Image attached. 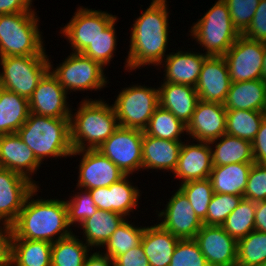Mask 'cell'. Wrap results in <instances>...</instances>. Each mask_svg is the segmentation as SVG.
Segmentation results:
<instances>
[{"label": "cell", "mask_w": 266, "mask_h": 266, "mask_svg": "<svg viewBox=\"0 0 266 266\" xmlns=\"http://www.w3.org/2000/svg\"><path fill=\"white\" fill-rule=\"evenodd\" d=\"M167 3V0H151L147 9L134 20L130 29V48L124 63L128 72L149 65L158 67L167 56L170 39Z\"/></svg>", "instance_id": "obj_1"}, {"label": "cell", "mask_w": 266, "mask_h": 266, "mask_svg": "<svg viewBox=\"0 0 266 266\" xmlns=\"http://www.w3.org/2000/svg\"><path fill=\"white\" fill-rule=\"evenodd\" d=\"M39 189L40 186H37L27 196L16 221L11 225L12 239L53 243L73 233L68 223L65 201L59 198H39Z\"/></svg>", "instance_id": "obj_2"}, {"label": "cell", "mask_w": 266, "mask_h": 266, "mask_svg": "<svg viewBox=\"0 0 266 266\" xmlns=\"http://www.w3.org/2000/svg\"><path fill=\"white\" fill-rule=\"evenodd\" d=\"M86 97L75 109L77 112L71 110L69 118L73 150L98 149L119 126L112 105L103 99Z\"/></svg>", "instance_id": "obj_3"}, {"label": "cell", "mask_w": 266, "mask_h": 266, "mask_svg": "<svg viewBox=\"0 0 266 266\" xmlns=\"http://www.w3.org/2000/svg\"><path fill=\"white\" fill-rule=\"evenodd\" d=\"M17 133L42 164L45 158L67 159L73 153L69 118L30 113Z\"/></svg>", "instance_id": "obj_4"}, {"label": "cell", "mask_w": 266, "mask_h": 266, "mask_svg": "<svg viewBox=\"0 0 266 266\" xmlns=\"http://www.w3.org/2000/svg\"><path fill=\"white\" fill-rule=\"evenodd\" d=\"M37 12L0 14V57L48 56Z\"/></svg>", "instance_id": "obj_5"}, {"label": "cell", "mask_w": 266, "mask_h": 266, "mask_svg": "<svg viewBox=\"0 0 266 266\" xmlns=\"http://www.w3.org/2000/svg\"><path fill=\"white\" fill-rule=\"evenodd\" d=\"M192 24L188 37L192 36L207 56H224L241 35L232 23L228 5L224 0H217Z\"/></svg>", "instance_id": "obj_6"}, {"label": "cell", "mask_w": 266, "mask_h": 266, "mask_svg": "<svg viewBox=\"0 0 266 266\" xmlns=\"http://www.w3.org/2000/svg\"><path fill=\"white\" fill-rule=\"evenodd\" d=\"M52 63V60L49 61V70L67 93L101 91L110 83L104 74V67L82 53L71 52L56 68Z\"/></svg>", "instance_id": "obj_7"}, {"label": "cell", "mask_w": 266, "mask_h": 266, "mask_svg": "<svg viewBox=\"0 0 266 266\" xmlns=\"http://www.w3.org/2000/svg\"><path fill=\"white\" fill-rule=\"evenodd\" d=\"M112 106L120 127L144 131L159 106V89L132 84L121 89Z\"/></svg>", "instance_id": "obj_8"}, {"label": "cell", "mask_w": 266, "mask_h": 266, "mask_svg": "<svg viewBox=\"0 0 266 266\" xmlns=\"http://www.w3.org/2000/svg\"><path fill=\"white\" fill-rule=\"evenodd\" d=\"M49 56L0 57V87L29 99L49 71Z\"/></svg>", "instance_id": "obj_9"}, {"label": "cell", "mask_w": 266, "mask_h": 266, "mask_svg": "<svg viewBox=\"0 0 266 266\" xmlns=\"http://www.w3.org/2000/svg\"><path fill=\"white\" fill-rule=\"evenodd\" d=\"M144 131L118 126L97 149L109 158L125 175L142 169V139Z\"/></svg>", "instance_id": "obj_10"}, {"label": "cell", "mask_w": 266, "mask_h": 266, "mask_svg": "<svg viewBox=\"0 0 266 266\" xmlns=\"http://www.w3.org/2000/svg\"><path fill=\"white\" fill-rule=\"evenodd\" d=\"M116 18L107 11L79 5L70 21L60 27L59 33L69 41L73 52L82 53Z\"/></svg>", "instance_id": "obj_11"}, {"label": "cell", "mask_w": 266, "mask_h": 266, "mask_svg": "<svg viewBox=\"0 0 266 266\" xmlns=\"http://www.w3.org/2000/svg\"><path fill=\"white\" fill-rule=\"evenodd\" d=\"M264 42L252 40L241 34L223 56L231 82L262 79Z\"/></svg>", "instance_id": "obj_12"}, {"label": "cell", "mask_w": 266, "mask_h": 266, "mask_svg": "<svg viewBox=\"0 0 266 266\" xmlns=\"http://www.w3.org/2000/svg\"><path fill=\"white\" fill-rule=\"evenodd\" d=\"M80 157L78 165V182L76 187L91 190L98 187H109L126 175L97 149L73 150L72 156Z\"/></svg>", "instance_id": "obj_13"}, {"label": "cell", "mask_w": 266, "mask_h": 266, "mask_svg": "<svg viewBox=\"0 0 266 266\" xmlns=\"http://www.w3.org/2000/svg\"><path fill=\"white\" fill-rule=\"evenodd\" d=\"M168 200L163 210H156L157 223L179 239H194L203 223L196 216L187 196L178 187Z\"/></svg>", "instance_id": "obj_14"}, {"label": "cell", "mask_w": 266, "mask_h": 266, "mask_svg": "<svg viewBox=\"0 0 266 266\" xmlns=\"http://www.w3.org/2000/svg\"><path fill=\"white\" fill-rule=\"evenodd\" d=\"M68 94L49 70L29 98L30 113L54 118H70L72 106L67 102Z\"/></svg>", "instance_id": "obj_15"}, {"label": "cell", "mask_w": 266, "mask_h": 266, "mask_svg": "<svg viewBox=\"0 0 266 266\" xmlns=\"http://www.w3.org/2000/svg\"><path fill=\"white\" fill-rule=\"evenodd\" d=\"M36 187L21 174L0 167V224L11 226L16 221L27 196Z\"/></svg>", "instance_id": "obj_16"}, {"label": "cell", "mask_w": 266, "mask_h": 266, "mask_svg": "<svg viewBox=\"0 0 266 266\" xmlns=\"http://www.w3.org/2000/svg\"><path fill=\"white\" fill-rule=\"evenodd\" d=\"M194 240L209 266H237V241L222 226L203 224Z\"/></svg>", "instance_id": "obj_17"}, {"label": "cell", "mask_w": 266, "mask_h": 266, "mask_svg": "<svg viewBox=\"0 0 266 266\" xmlns=\"http://www.w3.org/2000/svg\"><path fill=\"white\" fill-rule=\"evenodd\" d=\"M129 178L131 176L126 175L109 187H98L89 190L96 207L130 218L131 212L133 214L134 209L137 210L138 204H141L139 199L142 195L140 189Z\"/></svg>", "instance_id": "obj_18"}, {"label": "cell", "mask_w": 266, "mask_h": 266, "mask_svg": "<svg viewBox=\"0 0 266 266\" xmlns=\"http://www.w3.org/2000/svg\"><path fill=\"white\" fill-rule=\"evenodd\" d=\"M226 111L223 104L199 100L186 126L190 140L210 142L226 134Z\"/></svg>", "instance_id": "obj_19"}, {"label": "cell", "mask_w": 266, "mask_h": 266, "mask_svg": "<svg viewBox=\"0 0 266 266\" xmlns=\"http://www.w3.org/2000/svg\"><path fill=\"white\" fill-rule=\"evenodd\" d=\"M185 141L182 143L173 177L180 179V184L208 179L213 167L209 142Z\"/></svg>", "instance_id": "obj_20"}, {"label": "cell", "mask_w": 266, "mask_h": 266, "mask_svg": "<svg viewBox=\"0 0 266 266\" xmlns=\"http://www.w3.org/2000/svg\"><path fill=\"white\" fill-rule=\"evenodd\" d=\"M231 79L223 56H207L195 89L199 100L223 104L230 89Z\"/></svg>", "instance_id": "obj_21"}, {"label": "cell", "mask_w": 266, "mask_h": 266, "mask_svg": "<svg viewBox=\"0 0 266 266\" xmlns=\"http://www.w3.org/2000/svg\"><path fill=\"white\" fill-rule=\"evenodd\" d=\"M41 165L42 163L18 133L0 135V167L21 174L39 186L33 176Z\"/></svg>", "instance_id": "obj_22"}, {"label": "cell", "mask_w": 266, "mask_h": 266, "mask_svg": "<svg viewBox=\"0 0 266 266\" xmlns=\"http://www.w3.org/2000/svg\"><path fill=\"white\" fill-rule=\"evenodd\" d=\"M206 57L207 55L204 53L194 52L193 49L191 51L190 48L188 51L178 49L176 53L171 52L167 54L160 64L162 66L158 67V70L164 67V79L161 83L170 82L195 87Z\"/></svg>", "instance_id": "obj_23"}, {"label": "cell", "mask_w": 266, "mask_h": 266, "mask_svg": "<svg viewBox=\"0 0 266 266\" xmlns=\"http://www.w3.org/2000/svg\"><path fill=\"white\" fill-rule=\"evenodd\" d=\"M183 141L159 139L143 133L142 170L173 173L177 167Z\"/></svg>", "instance_id": "obj_24"}, {"label": "cell", "mask_w": 266, "mask_h": 266, "mask_svg": "<svg viewBox=\"0 0 266 266\" xmlns=\"http://www.w3.org/2000/svg\"><path fill=\"white\" fill-rule=\"evenodd\" d=\"M158 89L159 105L172 112L187 126L199 101L195 87L167 82L161 83Z\"/></svg>", "instance_id": "obj_25"}, {"label": "cell", "mask_w": 266, "mask_h": 266, "mask_svg": "<svg viewBox=\"0 0 266 266\" xmlns=\"http://www.w3.org/2000/svg\"><path fill=\"white\" fill-rule=\"evenodd\" d=\"M223 105L226 110L266 112V82L263 79L231 82Z\"/></svg>", "instance_id": "obj_26"}, {"label": "cell", "mask_w": 266, "mask_h": 266, "mask_svg": "<svg viewBox=\"0 0 266 266\" xmlns=\"http://www.w3.org/2000/svg\"><path fill=\"white\" fill-rule=\"evenodd\" d=\"M179 238L159 223L145 226L141 239L150 266H169Z\"/></svg>", "instance_id": "obj_27"}, {"label": "cell", "mask_w": 266, "mask_h": 266, "mask_svg": "<svg viewBox=\"0 0 266 266\" xmlns=\"http://www.w3.org/2000/svg\"><path fill=\"white\" fill-rule=\"evenodd\" d=\"M126 217L121 214L98 209L93 216L85 219L77 228L82 229L85 243L91 248H101Z\"/></svg>", "instance_id": "obj_28"}, {"label": "cell", "mask_w": 266, "mask_h": 266, "mask_svg": "<svg viewBox=\"0 0 266 266\" xmlns=\"http://www.w3.org/2000/svg\"><path fill=\"white\" fill-rule=\"evenodd\" d=\"M209 144L213 166L254 163L252 142L250 141L223 134L218 139L210 141Z\"/></svg>", "instance_id": "obj_29"}, {"label": "cell", "mask_w": 266, "mask_h": 266, "mask_svg": "<svg viewBox=\"0 0 266 266\" xmlns=\"http://www.w3.org/2000/svg\"><path fill=\"white\" fill-rule=\"evenodd\" d=\"M254 163L213 166L209 179L214 193L243 196L248 175Z\"/></svg>", "instance_id": "obj_30"}, {"label": "cell", "mask_w": 266, "mask_h": 266, "mask_svg": "<svg viewBox=\"0 0 266 266\" xmlns=\"http://www.w3.org/2000/svg\"><path fill=\"white\" fill-rule=\"evenodd\" d=\"M29 114V99L0 87V135L17 133Z\"/></svg>", "instance_id": "obj_31"}, {"label": "cell", "mask_w": 266, "mask_h": 266, "mask_svg": "<svg viewBox=\"0 0 266 266\" xmlns=\"http://www.w3.org/2000/svg\"><path fill=\"white\" fill-rule=\"evenodd\" d=\"M52 243L12 239L11 266H51Z\"/></svg>", "instance_id": "obj_32"}, {"label": "cell", "mask_w": 266, "mask_h": 266, "mask_svg": "<svg viewBox=\"0 0 266 266\" xmlns=\"http://www.w3.org/2000/svg\"><path fill=\"white\" fill-rule=\"evenodd\" d=\"M75 233L52 243L51 266H83L91 248Z\"/></svg>", "instance_id": "obj_33"}, {"label": "cell", "mask_w": 266, "mask_h": 266, "mask_svg": "<svg viewBox=\"0 0 266 266\" xmlns=\"http://www.w3.org/2000/svg\"><path fill=\"white\" fill-rule=\"evenodd\" d=\"M265 116L262 111L227 110L226 134L252 142Z\"/></svg>", "instance_id": "obj_34"}, {"label": "cell", "mask_w": 266, "mask_h": 266, "mask_svg": "<svg viewBox=\"0 0 266 266\" xmlns=\"http://www.w3.org/2000/svg\"><path fill=\"white\" fill-rule=\"evenodd\" d=\"M126 218L108 241L102 247V253L109 256L113 261L119 256L138 246L141 243L145 226H136Z\"/></svg>", "instance_id": "obj_35"}, {"label": "cell", "mask_w": 266, "mask_h": 266, "mask_svg": "<svg viewBox=\"0 0 266 266\" xmlns=\"http://www.w3.org/2000/svg\"><path fill=\"white\" fill-rule=\"evenodd\" d=\"M147 135L159 139H167L172 141H183L181 135H187L186 125L183 124L169 110L164 109L160 105L156 108L149 120L147 128L144 130Z\"/></svg>", "instance_id": "obj_36"}, {"label": "cell", "mask_w": 266, "mask_h": 266, "mask_svg": "<svg viewBox=\"0 0 266 266\" xmlns=\"http://www.w3.org/2000/svg\"><path fill=\"white\" fill-rule=\"evenodd\" d=\"M255 210L256 202L242 198L221 226L238 241L255 230Z\"/></svg>", "instance_id": "obj_37"}, {"label": "cell", "mask_w": 266, "mask_h": 266, "mask_svg": "<svg viewBox=\"0 0 266 266\" xmlns=\"http://www.w3.org/2000/svg\"><path fill=\"white\" fill-rule=\"evenodd\" d=\"M266 261V233L254 230L237 241V266H258Z\"/></svg>", "instance_id": "obj_38"}, {"label": "cell", "mask_w": 266, "mask_h": 266, "mask_svg": "<svg viewBox=\"0 0 266 266\" xmlns=\"http://www.w3.org/2000/svg\"><path fill=\"white\" fill-rule=\"evenodd\" d=\"M114 19L107 28L90 44L82 54L100 63L104 68L110 66L117 47L116 22Z\"/></svg>", "instance_id": "obj_39"}, {"label": "cell", "mask_w": 266, "mask_h": 266, "mask_svg": "<svg viewBox=\"0 0 266 266\" xmlns=\"http://www.w3.org/2000/svg\"><path fill=\"white\" fill-rule=\"evenodd\" d=\"M179 188L187 196L196 216L202 222L207 216L208 206L214 194L211 180H196L179 184Z\"/></svg>", "instance_id": "obj_40"}, {"label": "cell", "mask_w": 266, "mask_h": 266, "mask_svg": "<svg viewBox=\"0 0 266 266\" xmlns=\"http://www.w3.org/2000/svg\"><path fill=\"white\" fill-rule=\"evenodd\" d=\"M77 189L79 191L74 192L75 194L73 193V196L70 195L68 200H64L67 207L68 223L71 228L73 225L75 227L79 226L85 219L93 216L98 210L89 190H84L80 187H76Z\"/></svg>", "instance_id": "obj_41"}, {"label": "cell", "mask_w": 266, "mask_h": 266, "mask_svg": "<svg viewBox=\"0 0 266 266\" xmlns=\"http://www.w3.org/2000/svg\"><path fill=\"white\" fill-rule=\"evenodd\" d=\"M243 196L214 193L208 206L204 225L221 226L228 215L238 206Z\"/></svg>", "instance_id": "obj_42"}, {"label": "cell", "mask_w": 266, "mask_h": 266, "mask_svg": "<svg viewBox=\"0 0 266 266\" xmlns=\"http://www.w3.org/2000/svg\"><path fill=\"white\" fill-rule=\"evenodd\" d=\"M169 266H209L194 239H179Z\"/></svg>", "instance_id": "obj_43"}, {"label": "cell", "mask_w": 266, "mask_h": 266, "mask_svg": "<svg viewBox=\"0 0 266 266\" xmlns=\"http://www.w3.org/2000/svg\"><path fill=\"white\" fill-rule=\"evenodd\" d=\"M234 27L243 34L250 26L260 0H224Z\"/></svg>", "instance_id": "obj_44"}, {"label": "cell", "mask_w": 266, "mask_h": 266, "mask_svg": "<svg viewBox=\"0 0 266 266\" xmlns=\"http://www.w3.org/2000/svg\"><path fill=\"white\" fill-rule=\"evenodd\" d=\"M243 198L253 202L266 200V165L258 163L252 165Z\"/></svg>", "instance_id": "obj_45"}, {"label": "cell", "mask_w": 266, "mask_h": 266, "mask_svg": "<svg viewBox=\"0 0 266 266\" xmlns=\"http://www.w3.org/2000/svg\"><path fill=\"white\" fill-rule=\"evenodd\" d=\"M243 35L252 40L266 42V0H260L253 20Z\"/></svg>", "instance_id": "obj_46"}, {"label": "cell", "mask_w": 266, "mask_h": 266, "mask_svg": "<svg viewBox=\"0 0 266 266\" xmlns=\"http://www.w3.org/2000/svg\"><path fill=\"white\" fill-rule=\"evenodd\" d=\"M114 266H150L141 243L119 255L114 261Z\"/></svg>", "instance_id": "obj_47"}, {"label": "cell", "mask_w": 266, "mask_h": 266, "mask_svg": "<svg viewBox=\"0 0 266 266\" xmlns=\"http://www.w3.org/2000/svg\"><path fill=\"white\" fill-rule=\"evenodd\" d=\"M12 227L0 224V266H11Z\"/></svg>", "instance_id": "obj_48"}, {"label": "cell", "mask_w": 266, "mask_h": 266, "mask_svg": "<svg viewBox=\"0 0 266 266\" xmlns=\"http://www.w3.org/2000/svg\"><path fill=\"white\" fill-rule=\"evenodd\" d=\"M254 163L266 165V116L252 141Z\"/></svg>", "instance_id": "obj_49"}, {"label": "cell", "mask_w": 266, "mask_h": 266, "mask_svg": "<svg viewBox=\"0 0 266 266\" xmlns=\"http://www.w3.org/2000/svg\"><path fill=\"white\" fill-rule=\"evenodd\" d=\"M34 0H0V14L35 12Z\"/></svg>", "instance_id": "obj_50"}, {"label": "cell", "mask_w": 266, "mask_h": 266, "mask_svg": "<svg viewBox=\"0 0 266 266\" xmlns=\"http://www.w3.org/2000/svg\"><path fill=\"white\" fill-rule=\"evenodd\" d=\"M83 266H114V264L113 260L99 249L97 252H90Z\"/></svg>", "instance_id": "obj_51"}, {"label": "cell", "mask_w": 266, "mask_h": 266, "mask_svg": "<svg viewBox=\"0 0 266 266\" xmlns=\"http://www.w3.org/2000/svg\"><path fill=\"white\" fill-rule=\"evenodd\" d=\"M255 230L266 233V200L256 202Z\"/></svg>", "instance_id": "obj_52"}, {"label": "cell", "mask_w": 266, "mask_h": 266, "mask_svg": "<svg viewBox=\"0 0 266 266\" xmlns=\"http://www.w3.org/2000/svg\"><path fill=\"white\" fill-rule=\"evenodd\" d=\"M262 79L266 82V42H264V55H263V67H262Z\"/></svg>", "instance_id": "obj_53"}, {"label": "cell", "mask_w": 266, "mask_h": 266, "mask_svg": "<svg viewBox=\"0 0 266 266\" xmlns=\"http://www.w3.org/2000/svg\"><path fill=\"white\" fill-rule=\"evenodd\" d=\"M258 266H266V261H264L262 264H259Z\"/></svg>", "instance_id": "obj_54"}]
</instances>
